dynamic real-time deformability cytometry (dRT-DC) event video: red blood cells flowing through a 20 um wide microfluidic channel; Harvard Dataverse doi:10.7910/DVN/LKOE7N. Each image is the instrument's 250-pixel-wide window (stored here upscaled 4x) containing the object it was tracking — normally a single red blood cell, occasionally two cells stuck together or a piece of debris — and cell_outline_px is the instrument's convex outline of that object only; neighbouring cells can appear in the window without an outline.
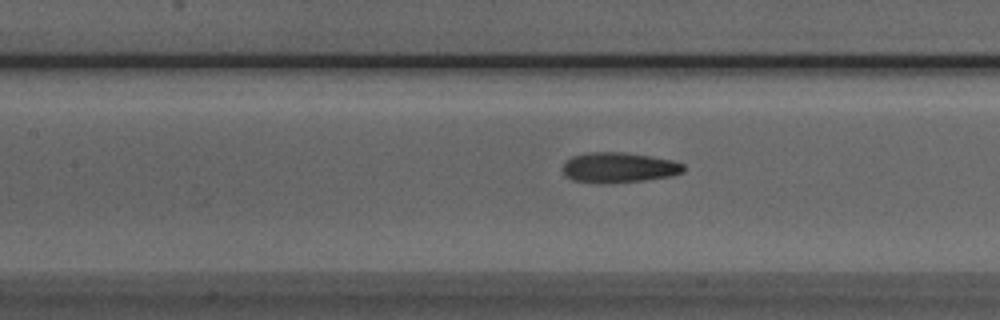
{"species": "Egyptian fruit bat (a non-hibernating species)", "species_latin": "Rousettus aegyptiacus", "temperature_condition": "room temperature", "stored_images_in_passage": 32, "camera_frame_rate_fps": 3000, "um_per_image_px": 0.085, "animal": {"sex": "male"}, "frame": {"image": 1, "passage_image": 8, "time_ms": 2.333, "image_size_px": [1000, 320], "cell_outline_px": [[684, 172], [672, 176], [644, 180], [608, 184], [600, 184], [572, 180], [564, 176], [560, 168], [564, 160], [572, 156], [588, 152], [624, 152], [652, 156], [672, 160], [684, 164]], "centroid_in_image_um": [52.54, 14.25], "position_along_channel_um": 154.9, "area_um2": 21.91}}
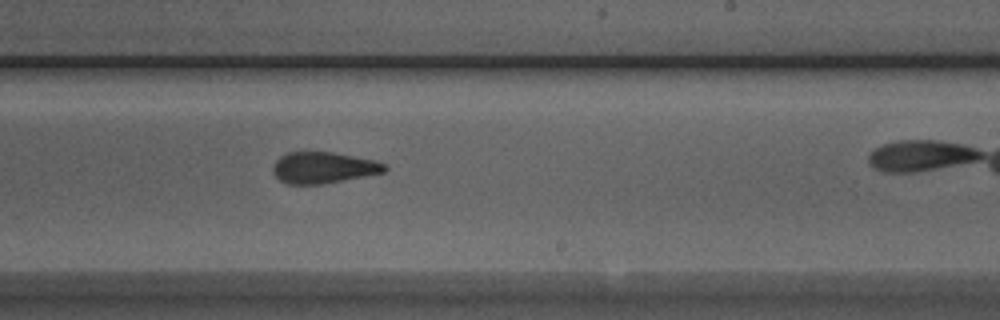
{"frame": {"image": 2, "passage_image": 16, "time_ms": 5.0, "image_size_px": [1000, 320], "cell_outline_px": [[388, 168], [384, 172], [364, 176], [320, 184], [288, 184], [280, 180], [272, 172], [272, 168], [276, 160], [280, 156], [288, 152], [332, 152], [376, 160], [384, 164]], "centroid_in_image_um": [27.47, 14.24], "position_along_channel_um": 261.5, "area_um2": 20.23}}
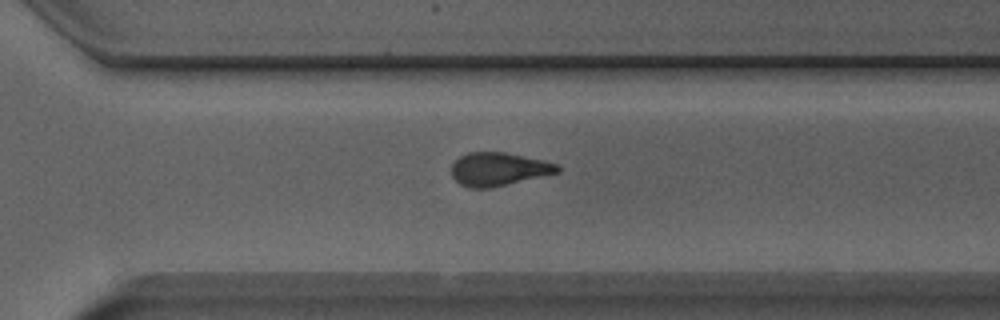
{"frame": {"image": 3, "passage_image": 21, "time_ms": 6.667, "image_size_px": [1000, 320], "cell_outline_px": [[560, 172], [492, 188], [468, 188], [460, 184], [452, 176], [452, 164], [460, 156], [468, 152], [504, 152], [544, 160], [560, 164]], "centroid_in_image_um": [42.4, 14.38], "position_along_channel_um": 328.2, "area_um2": 20.69}, "authors_computed_cell_mechanics": {"area_um2": 20.8947, "velocity_mm_per_s": 4.0089, "shape_relaxation_time_tau1_ms": 7.4312, "shape_relaxation_time_tau2_ms": 1.7678, "deformation_change_tau1": 0.1804, "deformation_change_tau2": 0.0914}}